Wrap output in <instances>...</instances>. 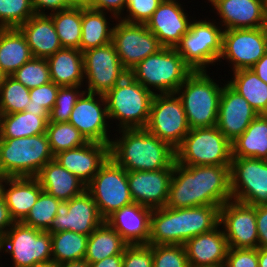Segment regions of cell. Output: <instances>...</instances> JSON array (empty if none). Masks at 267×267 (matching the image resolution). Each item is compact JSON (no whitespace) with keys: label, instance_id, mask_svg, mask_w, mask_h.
Segmentation results:
<instances>
[{"label":"cell","instance_id":"603a6c76","mask_svg":"<svg viewBox=\"0 0 267 267\" xmlns=\"http://www.w3.org/2000/svg\"><path fill=\"white\" fill-rule=\"evenodd\" d=\"M224 30L267 27L265 0H208Z\"/></svg>","mask_w":267,"mask_h":267},{"label":"cell","instance_id":"d4e9b609","mask_svg":"<svg viewBox=\"0 0 267 267\" xmlns=\"http://www.w3.org/2000/svg\"><path fill=\"white\" fill-rule=\"evenodd\" d=\"M109 158V145L88 142L85 145L59 152L54 156L62 167L77 176L86 185L94 178Z\"/></svg>","mask_w":267,"mask_h":267},{"label":"cell","instance_id":"816d5d0a","mask_svg":"<svg viewBox=\"0 0 267 267\" xmlns=\"http://www.w3.org/2000/svg\"><path fill=\"white\" fill-rule=\"evenodd\" d=\"M82 1L83 0H31V3L35 14L46 15V9L50 10V13H54L76 6Z\"/></svg>","mask_w":267,"mask_h":267},{"label":"cell","instance_id":"7dc6e473","mask_svg":"<svg viewBox=\"0 0 267 267\" xmlns=\"http://www.w3.org/2000/svg\"><path fill=\"white\" fill-rule=\"evenodd\" d=\"M161 0H127L125 17L119 19L128 23L146 24L156 11Z\"/></svg>","mask_w":267,"mask_h":267},{"label":"cell","instance_id":"03108f58","mask_svg":"<svg viewBox=\"0 0 267 267\" xmlns=\"http://www.w3.org/2000/svg\"><path fill=\"white\" fill-rule=\"evenodd\" d=\"M161 1L163 2V1H178V0H161Z\"/></svg>","mask_w":267,"mask_h":267},{"label":"cell","instance_id":"484cf974","mask_svg":"<svg viewBox=\"0 0 267 267\" xmlns=\"http://www.w3.org/2000/svg\"><path fill=\"white\" fill-rule=\"evenodd\" d=\"M220 227L219 224L213 230L194 236L184 243L190 267L225 264L229 246Z\"/></svg>","mask_w":267,"mask_h":267},{"label":"cell","instance_id":"6da1fadb","mask_svg":"<svg viewBox=\"0 0 267 267\" xmlns=\"http://www.w3.org/2000/svg\"><path fill=\"white\" fill-rule=\"evenodd\" d=\"M230 200V165L186 166L175 162L166 207H221Z\"/></svg>","mask_w":267,"mask_h":267},{"label":"cell","instance_id":"f6af8a7d","mask_svg":"<svg viewBox=\"0 0 267 267\" xmlns=\"http://www.w3.org/2000/svg\"><path fill=\"white\" fill-rule=\"evenodd\" d=\"M82 87L83 86H65L59 88L55 105L49 113L48 122L63 123L69 121L75 103L85 92V90H81Z\"/></svg>","mask_w":267,"mask_h":267},{"label":"cell","instance_id":"ba28073f","mask_svg":"<svg viewBox=\"0 0 267 267\" xmlns=\"http://www.w3.org/2000/svg\"><path fill=\"white\" fill-rule=\"evenodd\" d=\"M176 163L186 166L230 165L232 144L216 127L192 128L175 149Z\"/></svg>","mask_w":267,"mask_h":267},{"label":"cell","instance_id":"5b68a950","mask_svg":"<svg viewBox=\"0 0 267 267\" xmlns=\"http://www.w3.org/2000/svg\"><path fill=\"white\" fill-rule=\"evenodd\" d=\"M155 93L146 89L127 74L104 96L108 118L118 120L119 129H143L146 127Z\"/></svg>","mask_w":267,"mask_h":267},{"label":"cell","instance_id":"60d3db41","mask_svg":"<svg viewBox=\"0 0 267 267\" xmlns=\"http://www.w3.org/2000/svg\"><path fill=\"white\" fill-rule=\"evenodd\" d=\"M60 202L59 199L42 191L22 223L46 232L56 216Z\"/></svg>","mask_w":267,"mask_h":267},{"label":"cell","instance_id":"ee69618b","mask_svg":"<svg viewBox=\"0 0 267 267\" xmlns=\"http://www.w3.org/2000/svg\"><path fill=\"white\" fill-rule=\"evenodd\" d=\"M59 88L60 86L52 81L39 87L31 88L29 91L30 102L25 111L38 116H49L55 105Z\"/></svg>","mask_w":267,"mask_h":267},{"label":"cell","instance_id":"3957f363","mask_svg":"<svg viewBox=\"0 0 267 267\" xmlns=\"http://www.w3.org/2000/svg\"><path fill=\"white\" fill-rule=\"evenodd\" d=\"M116 131H119L120 137L111 140L109 157L126 171H154L174 167L175 149L145 128Z\"/></svg>","mask_w":267,"mask_h":267},{"label":"cell","instance_id":"9f6ffc18","mask_svg":"<svg viewBox=\"0 0 267 267\" xmlns=\"http://www.w3.org/2000/svg\"><path fill=\"white\" fill-rule=\"evenodd\" d=\"M258 78L267 84V52L264 56L251 68Z\"/></svg>","mask_w":267,"mask_h":267},{"label":"cell","instance_id":"c3c4849f","mask_svg":"<svg viewBox=\"0 0 267 267\" xmlns=\"http://www.w3.org/2000/svg\"><path fill=\"white\" fill-rule=\"evenodd\" d=\"M123 267H153V245H128L123 253Z\"/></svg>","mask_w":267,"mask_h":267},{"label":"cell","instance_id":"74e56055","mask_svg":"<svg viewBox=\"0 0 267 267\" xmlns=\"http://www.w3.org/2000/svg\"><path fill=\"white\" fill-rule=\"evenodd\" d=\"M88 235L73 231L51 233L52 260L56 265L84 259Z\"/></svg>","mask_w":267,"mask_h":267},{"label":"cell","instance_id":"7402d4cb","mask_svg":"<svg viewBox=\"0 0 267 267\" xmlns=\"http://www.w3.org/2000/svg\"><path fill=\"white\" fill-rule=\"evenodd\" d=\"M179 1H163L145 24L163 47L176 48L190 29L191 18Z\"/></svg>","mask_w":267,"mask_h":267},{"label":"cell","instance_id":"836d02e7","mask_svg":"<svg viewBox=\"0 0 267 267\" xmlns=\"http://www.w3.org/2000/svg\"><path fill=\"white\" fill-rule=\"evenodd\" d=\"M128 244L105 221L88 237L84 259L90 264L114 255H123Z\"/></svg>","mask_w":267,"mask_h":267},{"label":"cell","instance_id":"f5cc1de1","mask_svg":"<svg viewBox=\"0 0 267 267\" xmlns=\"http://www.w3.org/2000/svg\"><path fill=\"white\" fill-rule=\"evenodd\" d=\"M259 247L267 248V205L256 206Z\"/></svg>","mask_w":267,"mask_h":267},{"label":"cell","instance_id":"91938a15","mask_svg":"<svg viewBox=\"0 0 267 267\" xmlns=\"http://www.w3.org/2000/svg\"><path fill=\"white\" fill-rule=\"evenodd\" d=\"M26 267H57V265L53 261H49V262L35 263Z\"/></svg>","mask_w":267,"mask_h":267},{"label":"cell","instance_id":"5bb4252c","mask_svg":"<svg viewBox=\"0 0 267 267\" xmlns=\"http://www.w3.org/2000/svg\"><path fill=\"white\" fill-rule=\"evenodd\" d=\"M83 53L86 92L105 95L129 72L123 67L114 44L88 49Z\"/></svg>","mask_w":267,"mask_h":267},{"label":"cell","instance_id":"681fc988","mask_svg":"<svg viewBox=\"0 0 267 267\" xmlns=\"http://www.w3.org/2000/svg\"><path fill=\"white\" fill-rule=\"evenodd\" d=\"M225 267H258V248H230Z\"/></svg>","mask_w":267,"mask_h":267},{"label":"cell","instance_id":"cb8c5ba5","mask_svg":"<svg viewBox=\"0 0 267 267\" xmlns=\"http://www.w3.org/2000/svg\"><path fill=\"white\" fill-rule=\"evenodd\" d=\"M152 211L151 208L133 202L113 212L104 221L128 245H145L149 243Z\"/></svg>","mask_w":267,"mask_h":267},{"label":"cell","instance_id":"d6986e66","mask_svg":"<svg viewBox=\"0 0 267 267\" xmlns=\"http://www.w3.org/2000/svg\"><path fill=\"white\" fill-rule=\"evenodd\" d=\"M230 248H258L256 206L230 200L220 207V222Z\"/></svg>","mask_w":267,"mask_h":267},{"label":"cell","instance_id":"f546056e","mask_svg":"<svg viewBox=\"0 0 267 267\" xmlns=\"http://www.w3.org/2000/svg\"><path fill=\"white\" fill-rule=\"evenodd\" d=\"M51 81L60 87L83 86V53L78 49L62 48L47 58Z\"/></svg>","mask_w":267,"mask_h":267},{"label":"cell","instance_id":"4fadbf2b","mask_svg":"<svg viewBox=\"0 0 267 267\" xmlns=\"http://www.w3.org/2000/svg\"><path fill=\"white\" fill-rule=\"evenodd\" d=\"M232 200L251 205H267V160L232 157L230 164Z\"/></svg>","mask_w":267,"mask_h":267},{"label":"cell","instance_id":"4dcf8cb0","mask_svg":"<svg viewBox=\"0 0 267 267\" xmlns=\"http://www.w3.org/2000/svg\"><path fill=\"white\" fill-rule=\"evenodd\" d=\"M32 58L26 38L18 28L0 29V69L7 76Z\"/></svg>","mask_w":267,"mask_h":267},{"label":"cell","instance_id":"bcb514c9","mask_svg":"<svg viewBox=\"0 0 267 267\" xmlns=\"http://www.w3.org/2000/svg\"><path fill=\"white\" fill-rule=\"evenodd\" d=\"M153 267H190L183 245H153Z\"/></svg>","mask_w":267,"mask_h":267},{"label":"cell","instance_id":"9a60e30c","mask_svg":"<svg viewBox=\"0 0 267 267\" xmlns=\"http://www.w3.org/2000/svg\"><path fill=\"white\" fill-rule=\"evenodd\" d=\"M113 25L112 43L123 67L129 72L146 57L164 48L145 24L128 23L120 19Z\"/></svg>","mask_w":267,"mask_h":267},{"label":"cell","instance_id":"f35d334b","mask_svg":"<svg viewBox=\"0 0 267 267\" xmlns=\"http://www.w3.org/2000/svg\"><path fill=\"white\" fill-rule=\"evenodd\" d=\"M46 134L54 156L59 152L75 149L88 143L81 132L69 122H48Z\"/></svg>","mask_w":267,"mask_h":267},{"label":"cell","instance_id":"f907efd6","mask_svg":"<svg viewBox=\"0 0 267 267\" xmlns=\"http://www.w3.org/2000/svg\"><path fill=\"white\" fill-rule=\"evenodd\" d=\"M85 4L93 10L110 12L114 19H119L124 14L127 0H83Z\"/></svg>","mask_w":267,"mask_h":267},{"label":"cell","instance_id":"2e32d148","mask_svg":"<svg viewBox=\"0 0 267 267\" xmlns=\"http://www.w3.org/2000/svg\"><path fill=\"white\" fill-rule=\"evenodd\" d=\"M267 52V27L223 31L222 59L232 64V72L251 69Z\"/></svg>","mask_w":267,"mask_h":267},{"label":"cell","instance_id":"277c9868","mask_svg":"<svg viewBox=\"0 0 267 267\" xmlns=\"http://www.w3.org/2000/svg\"><path fill=\"white\" fill-rule=\"evenodd\" d=\"M52 159L47 134L0 138V174L5 177H36Z\"/></svg>","mask_w":267,"mask_h":267},{"label":"cell","instance_id":"db71d44e","mask_svg":"<svg viewBox=\"0 0 267 267\" xmlns=\"http://www.w3.org/2000/svg\"><path fill=\"white\" fill-rule=\"evenodd\" d=\"M14 223L15 221L10 216L5 200L1 196L0 197V238L8 231V229Z\"/></svg>","mask_w":267,"mask_h":267},{"label":"cell","instance_id":"b9f144b4","mask_svg":"<svg viewBox=\"0 0 267 267\" xmlns=\"http://www.w3.org/2000/svg\"><path fill=\"white\" fill-rule=\"evenodd\" d=\"M33 15L31 0H0V29L19 28Z\"/></svg>","mask_w":267,"mask_h":267},{"label":"cell","instance_id":"ab89813d","mask_svg":"<svg viewBox=\"0 0 267 267\" xmlns=\"http://www.w3.org/2000/svg\"><path fill=\"white\" fill-rule=\"evenodd\" d=\"M30 89L11 76H6L0 87V114L25 111L30 102Z\"/></svg>","mask_w":267,"mask_h":267},{"label":"cell","instance_id":"30bf717a","mask_svg":"<svg viewBox=\"0 0 267 267\" xmlns=\"http://www.w3.org/2000/svg\"><path fill=\"white\" fill-rule=\"evenodd\" d=\"M0 248L1 252L11 255L13 267L53 261L51 233L22 222H15L0 238Z\"/></svg>","mask_w":267,"mask_h":267},{"label":"cell","instance_id":"e575fe53","mask_svg":"<svg viewBox=\"0 0 267 267\" xmlns=\"http://www.w3.org/2000/svg\"><path fill=\"white\" fill-rule=\"evenodd\" d=\"M49 116L31 112L0 114V138H21L46 133Z\"/></svg>","mask_w":267,"mask_h":267},{"label":"cell","instance_id":"680465c9","mask_svg":"<svg viewBox=\"0 0 267 267\" xmlns=\"http://www.w3.org/2000/svg\"><path fill=\"white\" fill-rule=\"evenodd\" d=\"M258 267H267V248L258 247Z\"/></svg>","mask_w":267,"mask_h":267},{"label":"cell","instance_id":"8992f818","mask_svg":"<svg viewBox=\"0 0 267 267\" xmlns=\"http://www.w3.org/2000/svg\"><path fill=\"white\" fill-rule=\"evenodd\" d=\"M208 71H193L175 92L181 99L190 129L216 126L223 86Z\"/></svg>","mask_w":267,"mask_h":267},{"label":"cell","instance_id":"9c48e42d","mask_svg":"<svg viewBox=\"0 0 267 267\" xmlns=\"http://www.w3.org/2000/svg\"><path fill=\"white\" fill-rule=\"evenodd\" d=\"M210 21L193 19L175 48L193 71H207L210 64L219 62L224 29L215 20Z\"/></svg>","mask_w":267,"mask_h":267},{"label":"cell","instance_id":"94428289","mask_svg":"<svg viewBox=\"0 0 267 267\" xmlns=\"http://www.w3.org/2000/svg\"><path fill=\"white\" fill-rule=\"evenodd\" d=\"M7 75L0 69V87L4 82V79Z\"/></svg>","mask_w":267,"mask_h":267},{"label":"cell","instance_id":"8d00e7d4","mask_svg":"<svg viewBox=\"0 0 267 267\" xmlns=\"http://www.w3.org/2000/svg\"><path fill=\"white\" fill-rule=\"evenodd\" d=\"M54 23L63 48L80 50L82 35V2L78 5L48 14Z\"/></svg>","mask_w":267,"mask_h":267},{"label":"cell","instance_id":"11a10c76","mask_svg":"<svg viewBox=\"0 0 267 267\" xmlns=\"http://www.w3.org/2000/svg\"><path fill=\"white\" fill-rule=\"evenodd\" d=\"M90 267H123V255H114L101 261L90 263Z\"/></svg>","mask_w":267,"mask_h":267},{"label":"cell","instance_id":"e0dca14e","mask_svg":"<svg viewBox=\"0 0 267 267\" xmlns=\"http://www.w3.org/2000/svg\"><path fill=\"white\" fill-rule=\"evenodd\" d=\"M104 222L91 194L85 190L69 201H61L56 216L46 232L73 231L90 235Z\"/></svg>","mask_w":267,"mask_h":267},{"label":"cell","instance_id":"6125c7cd","mask_svg":"<svg viewBox=\"0 0 267 267\" xmlns=\"http://www.w3.org/2000/svg\"><path fill=\"white\" fill-rule=\"evenodd\" d=\"M5 178L6 177L4 175L0 174V197L2 195V185H3Z\"/></svg>","mask_w":267,"mask_h":267},{"label":"cell","instance_id":"e7e4bbea","mask_svg":"<svg viewBox=\"0 0 267 267\" xmlns=\"http://www.w3.org/2000/svg\"><path fill=\"white\" fill-rule=\"evenodd\" d=\"M265 6H266V18H267V0H265Z\"/></svg>","mask_w":267,"mask_h":267},{"label":"cell","instance_id":"4316f807","mask_svg":"<svg viewBox=\"0 0 267 267\" xmlns=\"http://www.w3.org/2000/svg\"><path fill=\"white\" fill-rule=\"evenodd\" d=\"M42 191L36 177H6L1 196L5 200L11 218L15 222H22Z\"/></svg>","mask_w":267,"mask_h":267},{"label":"cell","instance_id":"1f68e13d","mask_svg":"<svg viewBox=\"0 0 267 267\" xmlns=\"http://www.w3.org/2000/svg\"><path fill=\"white\" fill-rule=\"evenodd\" d=\"M232 144V157L267 160V114H259Z\"/></svg>","mask_w":267,"mask_h":267},{"label":"cell","instance_id":"d6a6232c","mask_svg":"<svg viewBox=\"0 0 267 267\" xmlns=\"http://www.w3.org/2000/svg\"><path fill=\"white\" fill-rule=\"evenodd\" d=\"M107 13L90 9L82 1V35L80 51L101 47L112 42V24L106 17ZM111 24V28H110Z\"/></svg>","mask_w":267,"mask_h":267},{"label":"cell","instance_id":"ffe728a7","mask_svg":"<svg viewBox=\"0 0 267 267\" xmlns=\"http://www.w3.org/2000/svg\"><path fill=\"white\" fill-rule=\"evenodd\" d=\"M174 167L154 171H127L134 202L151 209L166 206Z\"/></svg>","mask_w":267,"mask_h":267},{"label":"cell","instance_id":"8fae6325","mask_svg":"<svg viewBox=\"0 0 267 267\" xmlns=\"http://www.w3.org/2000/svg\"><path fill=\"white\" fill-rule=\"evenodd\" d=\"M86 190L91 194L104 220L113 212L134 202L130 194L127 171L110 157L86 185Z\"/></svg>","mask_w":267,"mask_h":267},{"label":"cell","instance_id":"7c38bea8","mask_svg":"<svg viewBox=\"0 0 267 267\" xmlns=\"http://www.w3.org/2000/svg\"><path fill=\"white\" fill-rule=\"evenodd\" d=\"M145 129L176 149L190 131L181 99L176 93H155Z\"/></svg>","mask_w":267,"mask_h":267},{"label":"cell","instance_id":"7a4b0ae2","mask_svg":"<svg viewBox=\"0 0 267 267\" xmlns=\"http://www.w3.org/2000/svg\"><path fill=\"white\" fill-rule=\"evenodd\" d=\"M220 207L203 205L189 208L162 207L151 214L148 245H184L186 241L216 228Z\"/></svg>","mask_w":267,"mask_h":267},{"label":"cell","instance_id":"44dd1931","mask_svg":"<svg viewBox=\"0 0 267 267\" xmlns=\"http://www.w3.org/2000/svg\"><path fill=\"white\" fill-rule=\"evenodd\" d=\"M259 114L228 83L222 88L216 127L233 142Z\"/></svg>","mask_w":267,"mask_h":267},{"label":"cell","instance_id":"6f0895ef","mask_svg":"<svg viewBox=\"0 0 267 267\" xmlns=\"http://www.w3.org/2000/svg\"><path fill=\"white\" fill-rule=\"evenodd\" d=\"M57 267H90V264L85 259H81V260L61 263L57 265Z\"/></svg>","mask_w":267,"mask_h":267},{"label":"cell","instance_id":"52a82bcc","mask_svg":"<svg viewBox=\"0 0 267 267\" xmlns=\"http://www.w3.org/2000/svg\"><path fill=\"white\" fill-rule=\"evenodd\" d=\"M192 72L175 48L164 47L138 63L129 74L153 93L165 94L175 93Z\"/></svg>","mask_w":267,"mask_h":267},{"label":"cell","instance_id":"7bdbcfd3","mask_svg":"<svg viewBox=\"0 0 267 267\" xmlns=\"http://www.w3.org/2000/svg\"><path fill=\"white\" fill-rule=\"evenodd\" d=\"M10 76L28 89L51 82L49 64L45 58L33 57Z\"/></svg>","mask_w":267,"mask_h":267},{"label":"cell","instance_id":"d590c367","mask_svg":"<svg viewBox=\"0 0 267 267\" xmlns=\"http://www.w3.org/2000/svg\"><path fill=\"white\" fill-rule=\"evenodd\" d=\"M227 83L244 97L258 114H267V84L251 69L233 72Z\"/></svg>","mask_w":267,"mask_h":267},{"label":"cell","instance_id":"83f0119b","mask_svg":"<svg viewBox=\"0 0 267 267\" xmlns=\"http://www.w3.org/2000/svg\"><path fill=\"white\" fill-rule=\"evenodd\" d=\"M25 36L34 58L52 56L62 49L52 18L48 15H33L18 28Z\"/></svg>","mask_w":267,"mask_h":267},{"label":"cell","instance_id":"f1b7e54d","mask_svg":"<svg viewBox=\"0 0 267 267\" xmlns=\"http://www.w3.org/2000/svg\"><path fill=\"white\" fill-rule=\"evenodd\" d=\"M41 188L60 201H69L86 190V184L52 159L36 176Z\"/></svg>","mask_w":267,"mask_h":267},{"label":"cell","instance_id":"be15d7a7","mask_svg":"<svg viewBox=\"0 0 267 267\" xmlns=\"http://www.w3.org/2000/svg\"><path fill=\"white\" fill-rule=\"evenodd\" d=\"M200 267H225V264L214 265V266H200Z\"/></svg>","mask_w":267,"mask_h":267},{"label":"cell","instance_id":"ac0fdd59","mask_svg":"<svg viewBox=\"0 0 267 267\" xmlns=\"http://www.w3.org/2000/svg\"><path fill=\"white\" fill-rule=\"evenodd\" d=\"M97 96V98H95ZM107 103L103 94L84 92L71 112V123L88 142L110 145Z\"/></svg>","mask_w":267,"mask_h":267}]
</instances>
